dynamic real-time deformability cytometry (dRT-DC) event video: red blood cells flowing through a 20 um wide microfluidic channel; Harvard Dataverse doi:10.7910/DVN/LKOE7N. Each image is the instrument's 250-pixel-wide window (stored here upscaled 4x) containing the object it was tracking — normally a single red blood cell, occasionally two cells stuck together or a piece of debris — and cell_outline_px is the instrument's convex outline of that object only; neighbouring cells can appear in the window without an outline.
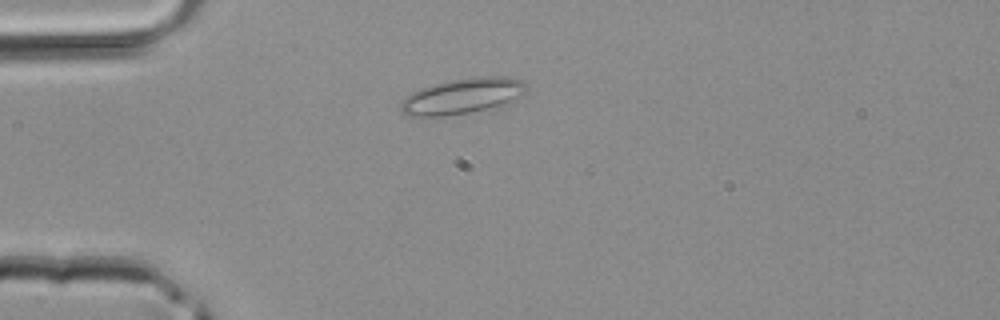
{"species": "common noctule bat (a hibernating species)", "species_latin": "Nyctalus noctula", "temperature_condition": "room temperature", "stored_images_in_passage": 32, "camera_frame_rate_fps": 3000, "um_per_image_px": 0.085, "animal": {"sex": "male", "body_mass_g": 20.4}, "frame": {"image": 1, "passage_image": 1, "time_ms": 0.0, "image_size_px": [1000, 320], "cell_outline_px": [[528, 88], [524, 92], [508, 104], [500, 108], [444, 116], [408, 116], [400, 108], [400, 104], [412, 92], [420, 88], [452, 80], [476, 76], [508, 76], [524, 80], [528, 84]], "centroid_in_image_um": [39.41, 8.17], "position_along_channel_um": 45.6, "area_um2": 26.41}}
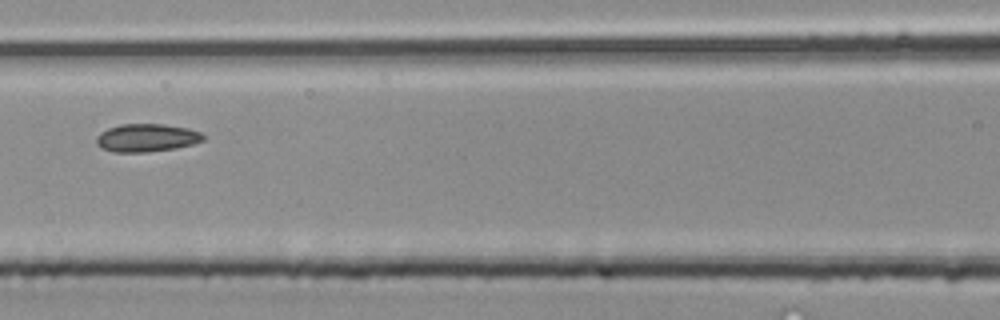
{"frame": {"image": 2, "passage_image": 9, "time_ms": 2.667, "image_size_px": [1000, 320], "cell_outline_px": [[204, 140], [192, 144], [176, 148], [148, 152], [112, 152], [100, 148], [96, 144], [96, 136], [100, 132], [108, 128], [120, 124], [164, 124], [188, 128], [200, 132], [204, 136]], "centroid_in_image_um": [12.43, 11.71], "position_along_channel_um": 154.2, "area_um2": 17.57}}
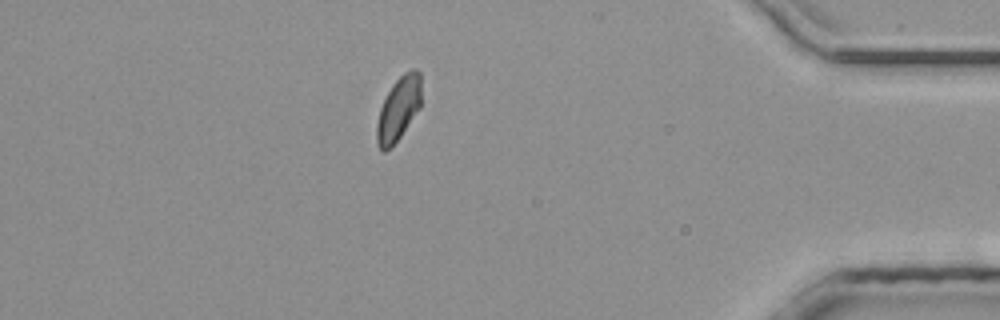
{"frame": {"image": 3, "passage_image": 27, "time_ms": 8.667, "image_size_px": [1000, 320], "cell_outline_px": [[420, 108], [392, 148], [384, 152], [376, 144], [376, 124], [380, 108], [392, 84], [404, 72], [412, 68], [416, 68], [420, 72]], "centroid_in_image_um": [33.86, 9.26], "position_along_channel_um": 401.3, "area_um2": 16.65}}